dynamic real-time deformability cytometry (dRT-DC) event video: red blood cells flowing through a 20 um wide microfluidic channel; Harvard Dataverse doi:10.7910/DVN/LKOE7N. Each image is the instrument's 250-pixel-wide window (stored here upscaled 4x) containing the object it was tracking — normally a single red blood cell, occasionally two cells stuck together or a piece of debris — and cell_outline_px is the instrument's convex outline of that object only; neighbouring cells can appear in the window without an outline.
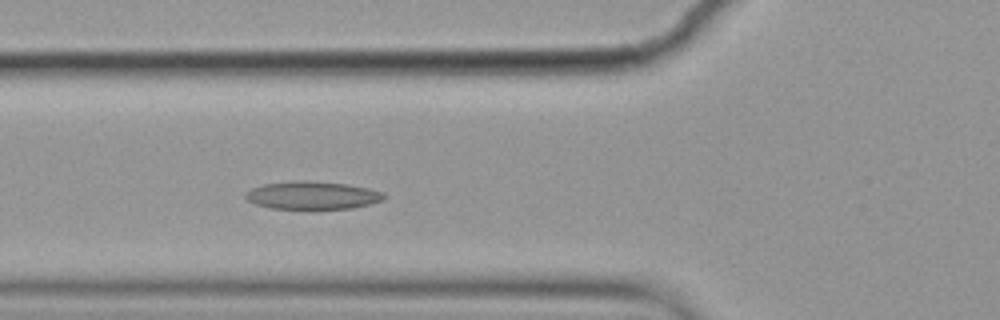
{"species": "common noctule bat (a hibernating species)", "species_latin": "Nyctalus noctula", "temperature_condition": "cold", "stored_images_in_passage": 4, "camera_frame_rate_fps": 3000, "um_per_image_px": 0.085, "animal": {"sex": "female", "body_mass_g": 19.9}, "frame": {"image": 1, "passage_image": 4, "time_ms": 1.0, "image_size_px": [1000, 320], "cell_outline_px": [[388, 196], [384, 200], [372, 204], [352, 208], [272, 208], [256, 204], [248, 200], [244, 196], [252, 188], [264, 184], [296, 180], [308, 180], [348, 184], [368, 188], [384, 192]], "centroid_in_image_um": [26.63, 16.59], "position_along_channel_um": 99.2, "area_um2": 22.48}}